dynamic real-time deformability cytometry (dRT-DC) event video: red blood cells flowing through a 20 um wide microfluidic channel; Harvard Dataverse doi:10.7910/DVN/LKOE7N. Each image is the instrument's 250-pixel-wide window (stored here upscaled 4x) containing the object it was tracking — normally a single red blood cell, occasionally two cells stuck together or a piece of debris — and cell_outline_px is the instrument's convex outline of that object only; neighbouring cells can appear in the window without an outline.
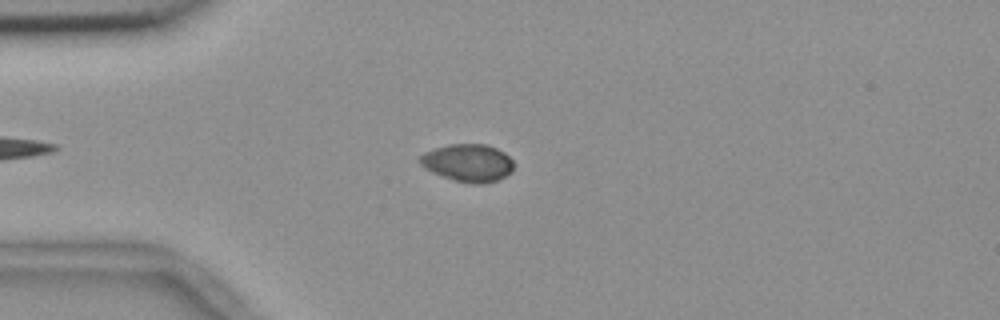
{"species": "common noctule bat (a hibernating species)", "species_latin": "Nyctalus noctula", "temperature_condition": "room temperature", "stored_images_in_passage": 52, "camera_frame_rate_fps": 3000, "um_per_image_px": 0.085, "animal": {"sex": "female", "body_mass_g": 18.4}, "frame": {"image": 1, "passage_image": 11, "time_ms": 3.333, "image_size_px": [1000, 320], "cell_outline_px": [[512, 172], [496, 180], [484, 184], [472, 184], [456, 180], [432, 172], [424, 168], [420, 164], [420, 156], [424, 152], [448, 144], [488, 144], [504, 152], [512, 160]], "centroid_in_image_um": [39.77, 13.83], "position_along_channel_um": 45.2, "area_um2": 20.4}}
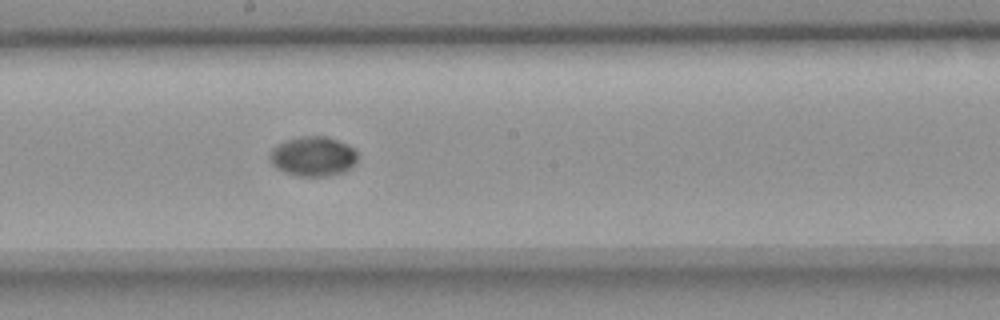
{"frame": {"image": 2, "passage_image": 27, "time_ms": 8.667, "image_size_px": [1000, 320], "cell_outline_px": [[356, 160], [352, 168], [344, 172], [324, 176], [300, 176], [284, 172], [276, 168], [268, 160], [268, 156], [272, 148], [288, 140], [304, 136], [328, 136], [352, 148], [356, 152]], "centroid_in_image_um": [26.58, 13.3], "position_along_channel_um": 221.6, "area_um2": 20.11}}
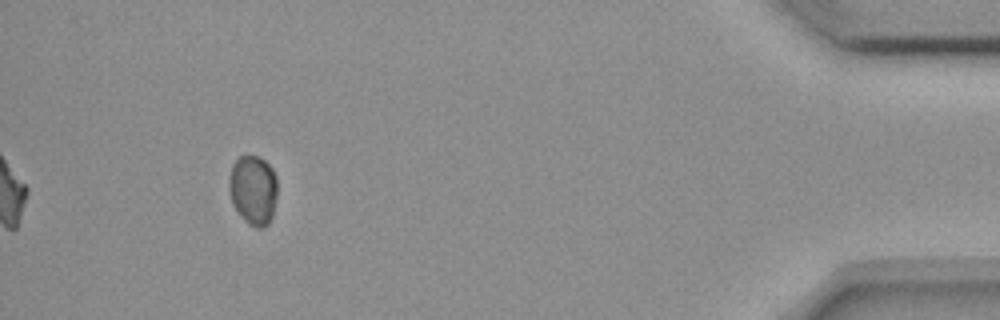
{"frame": {"image": 3, "passage_image": 48, "time_ms": 15.667, "image_size_px": [1000, 320], "cell_outline_px": [[276, 200], [272, 216], [268, 224], [264, 228], [256, 228], [248, 224], [240, 216], [232, 204], [228, 184], [228, 180], [232, 164], [240, 156], [260, 156], [272, 168], [276, 176]], "centroid_in_image_um": [21.51, 16.15], "position_along_channel_um": 413.7, "area_um2": 19.83}, "authors_computed_cell_mechanics": {"area_um2": 20.0277, "velocity_mm_per_s": 3.6549, "shape_relaxation_time_tau1_ms": 11.2808, "shape_relaxation_time_tau2_ms": null, "deformation_change_tau1": 0.175, "deformation_change_tau2": null}}